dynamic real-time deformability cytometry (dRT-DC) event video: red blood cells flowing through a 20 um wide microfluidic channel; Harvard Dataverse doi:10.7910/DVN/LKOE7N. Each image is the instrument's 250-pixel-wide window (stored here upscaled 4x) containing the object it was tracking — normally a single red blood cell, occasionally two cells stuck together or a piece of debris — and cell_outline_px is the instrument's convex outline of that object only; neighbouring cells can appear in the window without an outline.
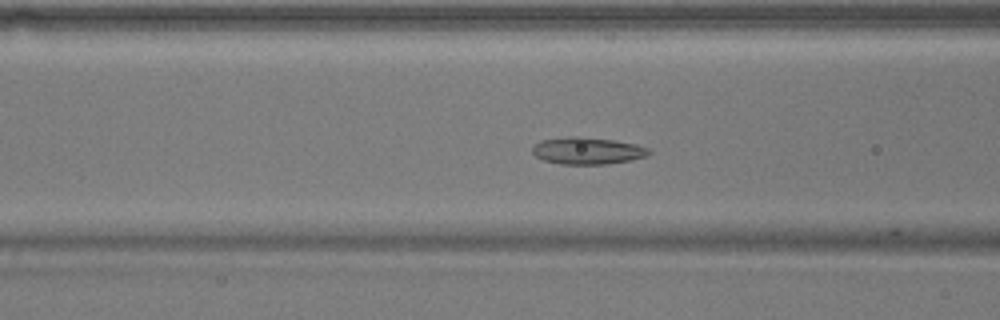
{"species": "common noctule bat (a hibernating species)", "species_latin": "Nyctalus noctula", "temperature_condition": "warm", "stored_images_in_passage": 39, "segment_of_instrument_passage": [1, 2], "camera_frame_rate_fps": 3000, "um_per_image_px": 0.085, "animal": {"sex": "male", "body_mass_g": 17.9}, "frame": {"image": 1, "passage_image": 5, "time_ms": 1.333, "image_size_px": [1000, 320], "cell_outline_px": [[652, 152], [648, 156], [632, 160], [608, 164], [560, 164], [544, 160], [536, 156], [532, 152], [532, 148], [540, 140], [572, 136], [580, 136], [612, 140], [636, 144], [648, 148]], "centroid_in_image_um": [49.96, 12.82], "position_along_channel_um": 116.6, "area_um2": 18.38}}
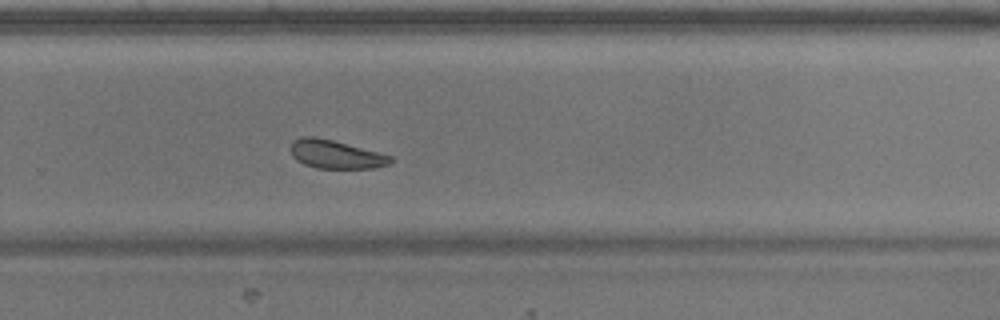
{"frame": {"image": 2, "passage_image": 20, "time_ms": 6.333, "image_size_px": [1000, 320], "cell_outline_px": [[392, 160], [388, 164], [372, 168], [316, 168], [304, 164], [296, 160], [292, 156], [288, 148], [292, 140], [304, 136], [312, 136], [332, 140], [392, 156]], "centroid_in_image_um": [28.45, 13.11], "position_along_channel_um": 301.4, "area_um2": 16.47}}
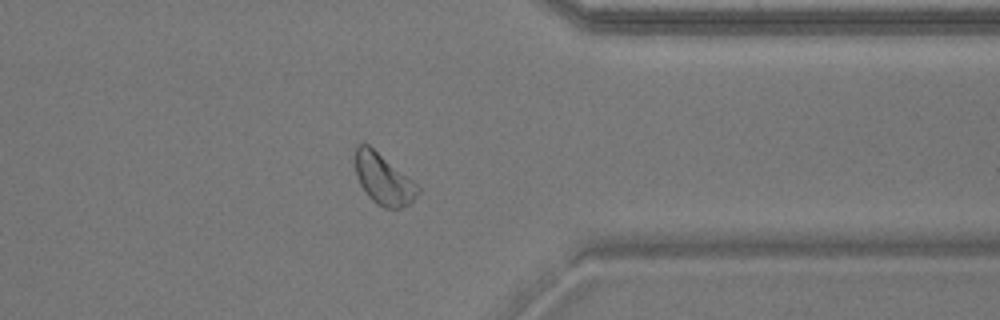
{"frame": {"image": 3, "passage_image": 27, "time_ms": 8.667, "image_size_px": [1000, 320], "cell_outline_px": [[420, 192], [408, 204], [400, 208], [384, 208], [376, 204], [364, 192], [356, 176], [356, 144], [368, 144], [412, 180], [420, 188]], "centroid_in_image_um": [32.57, 15.25], "position_along_channel_um": 378.8, "area_um2": 18.21}}